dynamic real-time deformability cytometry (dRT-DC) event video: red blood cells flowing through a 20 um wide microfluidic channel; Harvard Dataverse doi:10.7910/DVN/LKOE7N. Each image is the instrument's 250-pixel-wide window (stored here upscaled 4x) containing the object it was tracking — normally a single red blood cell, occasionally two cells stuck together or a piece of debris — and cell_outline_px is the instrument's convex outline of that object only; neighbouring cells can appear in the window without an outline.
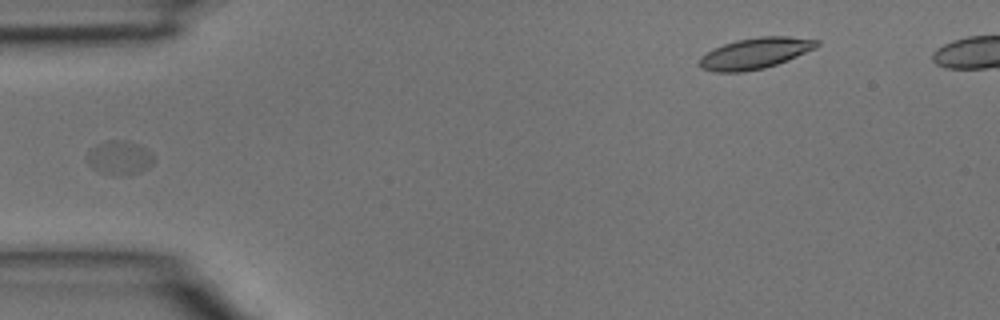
{"species": "common noctule bat (a hibernating species)", "species_latin": "Nyctalus noctula", "temperature_condition": "room temperature", "stored_images_in_passage": 5, "camera_frame_rate_fps": 3000, "um_per_image_px": 0.085, "animal": {"sex": "male", "body_mass_g": 15.6}, "frame": {"image": 1, "passage_image": 4, "time_ms": 1.0, "image_size_px": [1000, 320], "cell_outline_px": [[156, 160], [148, 168], [140, 172], [120, 176], [112, 176], [100, 172], [92, 168], [88, 164], [88, 152], [92, 148], [108, 140], [120, 140], [136, 144], [144, 148]], "centroid_in_image_um": [10.15, 13.45], "position_along_channel_um": 74.8, "area_um2": 13.01}}
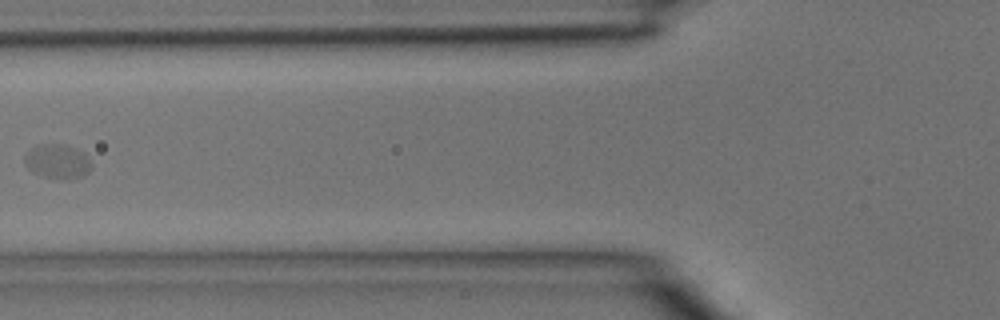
{"frame": {"image": 2, "passage_image": 5, "time_ms": 1.333, "image_size_px": [1000, 320], "cell_outline_px": [[92, 168], [84, 176], [64, 180], [44, 176], [32, 172], [24, 164], [24, 156], [32, 148], [56, 144], [76, 148], [84, 152], [92, 164]], "centroid_in_image_um": [4.92, 13.76], "position_along_channel_um": 120.9, "area_um2": 13.18}}